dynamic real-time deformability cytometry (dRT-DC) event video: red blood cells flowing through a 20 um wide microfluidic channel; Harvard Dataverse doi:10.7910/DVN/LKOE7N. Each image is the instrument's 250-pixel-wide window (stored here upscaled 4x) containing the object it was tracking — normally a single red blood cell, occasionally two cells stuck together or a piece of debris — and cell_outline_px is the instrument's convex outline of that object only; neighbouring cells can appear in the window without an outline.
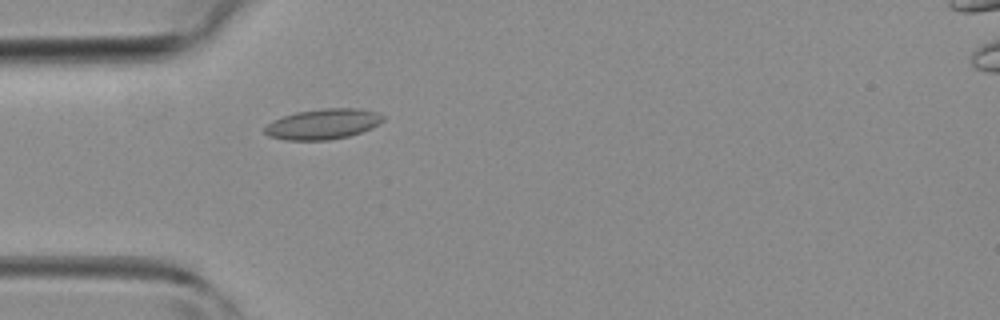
{"species": "common noctule bat (a hibernating species)", "species_latin": "Nyctalus noctula", "temperature_condition": "room temperature", "stored_images_in_passage": 5, "camera_frame_rate_fps": 3000, "um_per_image_px": 0.085, "animal": {"sex": "female", "body_mass_g": 19.3, "forearm_length_mm": 54.1}, "frame": {"image": 1, "passage_image": 4, "time_ms": 1.0, "image_size_px": [1000, 320], "cell_outline_px": [[384, 120], [360, 132], [348, 136], [328, 140], [284, 140], [268, 136], [264, 132], [264, 128], [272, 120], [296, 112], [320, 108], [356, 108], [376, 112], [384, 116]], "centroid_in_image_um": [27.4, 10.54], "position_along_channel_um": 57.6, "area_um2": 20.81}}